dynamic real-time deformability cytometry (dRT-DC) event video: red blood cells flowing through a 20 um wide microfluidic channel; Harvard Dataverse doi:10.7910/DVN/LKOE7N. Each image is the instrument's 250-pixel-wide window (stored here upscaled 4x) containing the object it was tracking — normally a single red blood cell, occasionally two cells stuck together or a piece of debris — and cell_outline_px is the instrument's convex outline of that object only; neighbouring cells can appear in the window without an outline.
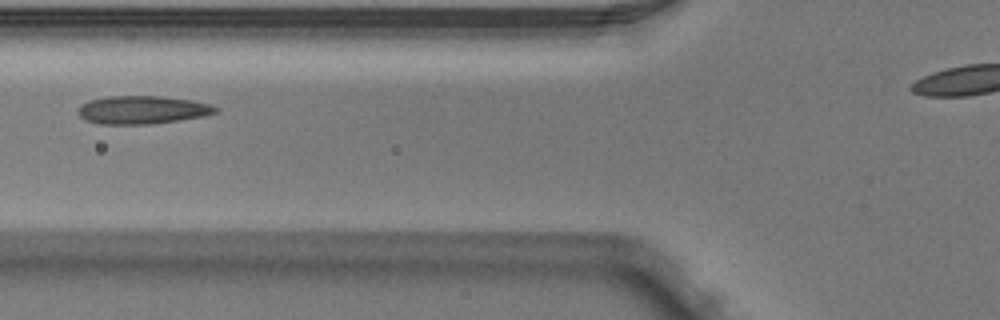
{"species": "Egyptian fruit bat (a non-hibernating species)", "species_latin": "Rousettus aegyptiacus", "temperature_condition": "warm", "stored_images_in_passage": 3, "camera_frame_rate_fps": 3000, "um_per_image_px": 0.085, "animal": {"sex": "male"}, "frame": {"image": 1, "passage_image": 3, "time_ms": 0.667, "image_size_px": [1000, 320], "cell_outline_px": [[220, 108], [216, 112], [204, 116], [152, 124], [100, 124], [84, 120], [76, 112], [76, 108], [80, 104], [88, 100], [108, 96], [160, 96], [192, 100], [208, 104]], "centroid_in_image_um": [12.03, 9.34], "position_along_channel_um": 113.8, "area_um2": 22.72}}